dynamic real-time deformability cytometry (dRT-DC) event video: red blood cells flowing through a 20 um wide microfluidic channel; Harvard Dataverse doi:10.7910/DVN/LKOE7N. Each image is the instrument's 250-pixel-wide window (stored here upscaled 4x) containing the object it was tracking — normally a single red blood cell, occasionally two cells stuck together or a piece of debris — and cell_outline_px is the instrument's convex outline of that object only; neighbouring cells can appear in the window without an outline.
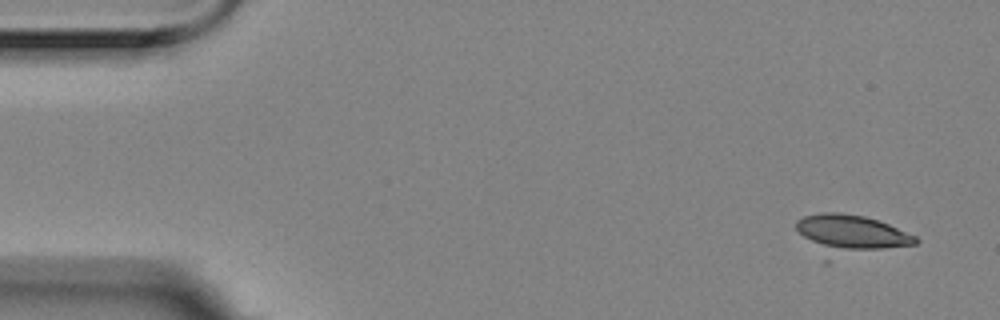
{"species": "Egyptian fruit bat (a non-hibernating species)", "species_latin": "Rousettus aegyptiacus", "temperature_condition": "room temperature", "stored_images_in_passage": 8, "camera_frame_rate_fps": 3000, "um_per_image_px": 0.085, "animal": {"sex": "female"}, "frame": {"image": 1, "passage_image": 1, "time_ms": 0.0, "image_size_px": [1000, 320], "cell_outline_px": [[920, 240], [916, 244], [884, 248], [832, 248], [812, 240], [804, 236], [796, 228], [796, 220], [804, 216], [820, 212], [840, 212], [864, 216], [888, 224], [916, 236]], "centroid_in_image_um": [72.43, 19.67], "position_along_channel_um": 12.6, "area_um2": 22.83}}
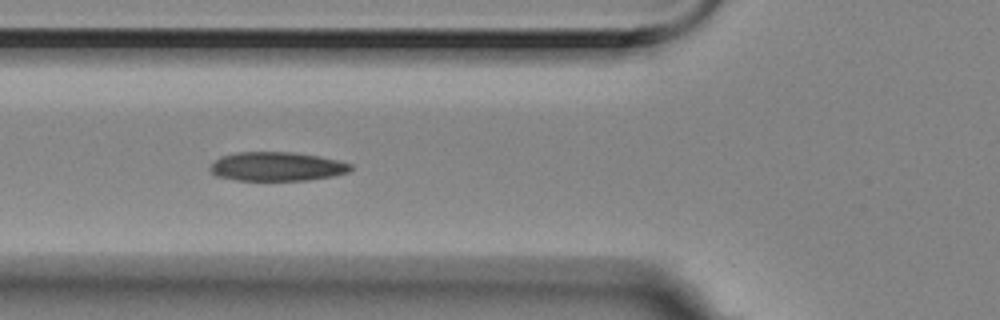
{"frame": {"image": 2, "passage_image": 6, "time_ms": 1.667, "image_size_px": [1000, 320], "cell_outline_px": [[352, 168], [348, 172], [332, 176], [308, 180], [236, 180], [216, 176], [208, 168], [220, 156], [236, 152], [292, 152], [320, 156], [352, 164]], "centroid_in_image_um": [23.52, 14.15], "position_along_channel_um": 102.3, "area_um2": 23.7}}
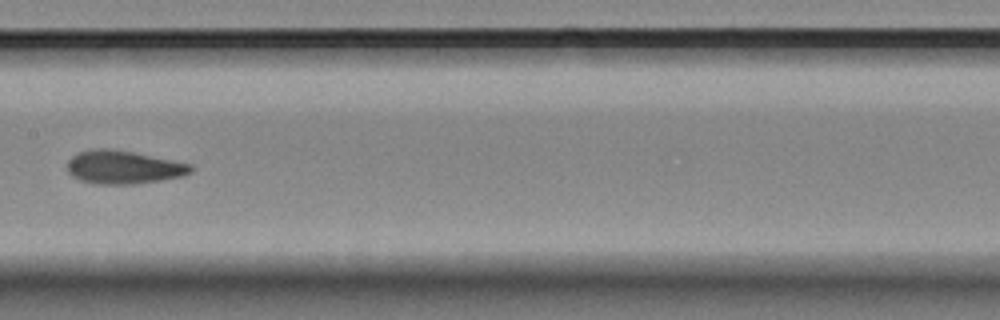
{"frame": {"image": 3, "passage_image": 8, "time_ms": 2.333, "image_size_px": [1000, 320], "cell_outline_px": [[192, 172], [184, 176], [136, 184], [92, 184], [80, 180], [72, 176], [68, 172], [68, 160], [72, 156], [80, 152], [92, 148], [108, 148], [132, 152], [192, 164]], "centroid_in_image_um": [10.48, 14.22], "position_along_channel_um": 196.9, "area_um2": 23.99}}